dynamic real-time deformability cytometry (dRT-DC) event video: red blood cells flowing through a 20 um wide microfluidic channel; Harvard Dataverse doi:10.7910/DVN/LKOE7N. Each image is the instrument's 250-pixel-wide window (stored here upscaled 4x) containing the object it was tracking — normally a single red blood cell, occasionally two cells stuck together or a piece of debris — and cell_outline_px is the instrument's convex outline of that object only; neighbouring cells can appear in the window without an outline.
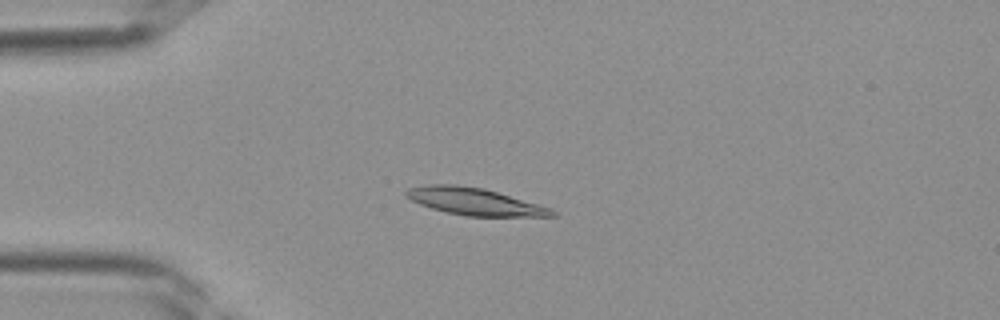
{"species": "Egyptian fruit bat (a non-hibernating species)", "species_latin": "Rousettus aegyptiacus", "temperature_condition": "room temperature", "stored_images_in_passage": 39, "camera_frame_rate_fps": 3000, "um_per_image_px": 0.085, "frame": {"image": 1, "passage_image": 10, "time_ms": 3.0, "image_size_px": [1000, 320], "cell_outline_px": [[556, 216], [468, 216], [448, 212], [432, 208], [420, 204], [404, 196], [404, 192], [408, 188], [428, 184], [456, 184], [484, 188], [552, 208], [556, 212]], "centroid_in_image_um": [40.32, 17.12], "position_along_channel_um": 44.7, "area_um2": 22.95}}
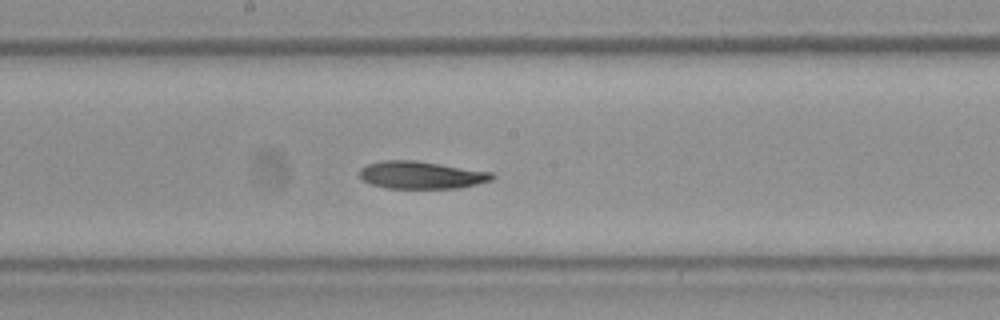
{"frame": {"image": 2, "passage_image": 21, "time_ms": 6.667, "image_size_px": [1000, 320], "cell_outline_px": [[496, 176], [492, 180], [460, 188], [388, 188], [372, 184], [364, 180], [360, 176], [360, 168], [368, 164], [384, 160], [416, 160], [492, 172]], "centroid_in_image_um": [35.83, 14.87], "position_along_channel_um": 212.4, "area_um2": 21.15}}
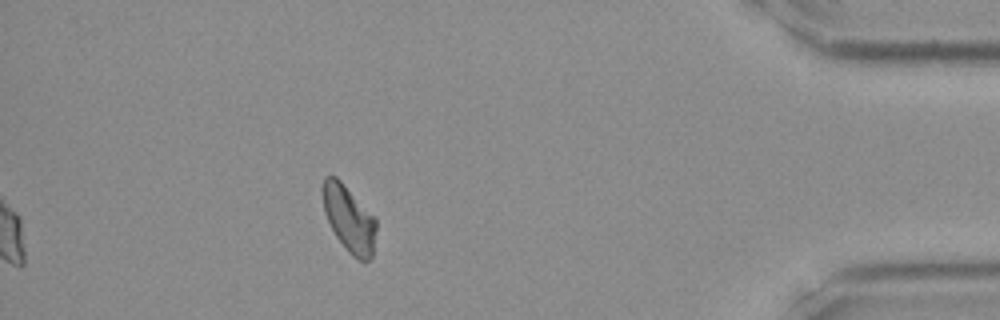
{"frame": {"image": 3, "passage_image": 35, "time_ms": 11.333, "image_size_px": [1000, 320], "cell_outline_px": [[376, 228], [372, 256], [364, 264], [352, 256], [348, 252], [336, 236], [324, 212], [320, 188], [324, 176], [336, 176], [376, 216]], "centroid_in_image_um": [29.66, 18.57], "position_along_channel_um": 405.5, "area_um2": 21.1}}